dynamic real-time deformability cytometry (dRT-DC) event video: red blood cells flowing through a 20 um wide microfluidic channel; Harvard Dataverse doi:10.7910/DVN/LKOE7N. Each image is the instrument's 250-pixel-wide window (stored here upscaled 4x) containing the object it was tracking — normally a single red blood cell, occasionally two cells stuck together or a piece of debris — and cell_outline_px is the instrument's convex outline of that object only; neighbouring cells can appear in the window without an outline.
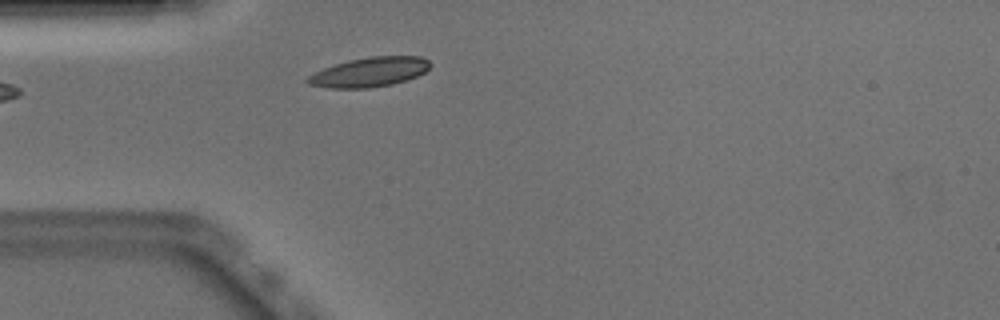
{"species": "Egyptian fruit bat (a non-hibernating species)", "species_latin": "Rousettus aegyptiacus", "temperature_condition": "warm", "stored_images_in_passage": 18, "camera_frame_rate_fps": 3000, "um_per_image_px": 0.085, "animal": {"sex": "male"}, "frame": {"image": 1, "passage_image": 1, "time_ms": 0.0, "image_size_px": [1000, 320], "cell_outline_px": [[432, 64], [424, 72], [416, 76], [392, 84], [368, 88], [328, 88], [308, 84], [304, 80], [308, 76], [324, 68], [348, 60], [372, 56], [420, 56], [428, 60]], "centroid_in_image_um": [31.39, 6.12], "position_along_channel_um": 53.6, "area_um2": 20.92}}
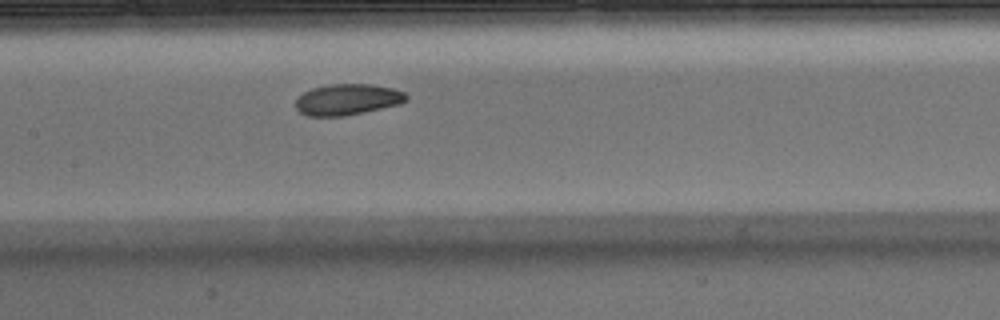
{"frame": {"image": 2, "passage_image": 11, "time_ms": 3.333, "image_size_px": [1000, 320], "cell_outline_px": [[408, 100], [400, 104], [364, 112], [344, 116], [308, 116], [300, 112], [296, 108], [296, 100], [304, 92], [312, 88], [328, 84], [372, 84], [392, 88], [404, 92], [408, 96]], "centroid_in_image_um": [29.55, 8.45], "position_along_channel_um": 177.8, "area_um2": 20.06}}
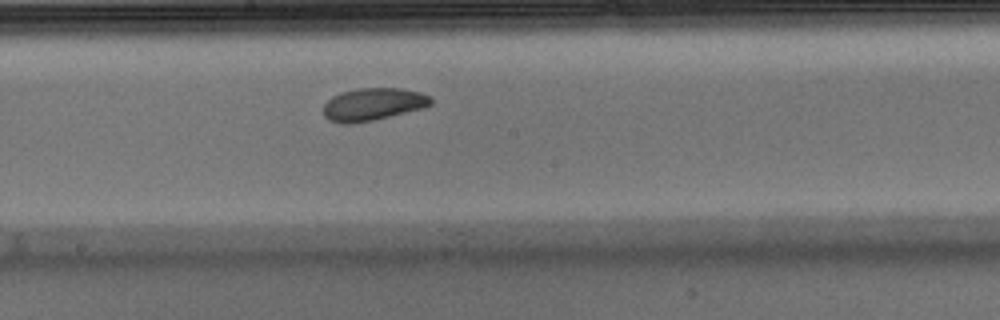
{"frame": {"image": 3, "passage_image": 14, "time_ms": 4.333, "image_size_px": [1000, 320], "cell_outline_px": [[432, 104], [424, 108], [372, 120], [352, 124], [340, 124], [328, 120], [324, 116], [324, 104], [332, 96], [340, 92], [356, 88], [400, 88], [420, 92], [432, 96]], "centroid_in_image_um": [31.7, 8.86], "position_along_channel_um": 216.5, "area_um2": 20.58}}